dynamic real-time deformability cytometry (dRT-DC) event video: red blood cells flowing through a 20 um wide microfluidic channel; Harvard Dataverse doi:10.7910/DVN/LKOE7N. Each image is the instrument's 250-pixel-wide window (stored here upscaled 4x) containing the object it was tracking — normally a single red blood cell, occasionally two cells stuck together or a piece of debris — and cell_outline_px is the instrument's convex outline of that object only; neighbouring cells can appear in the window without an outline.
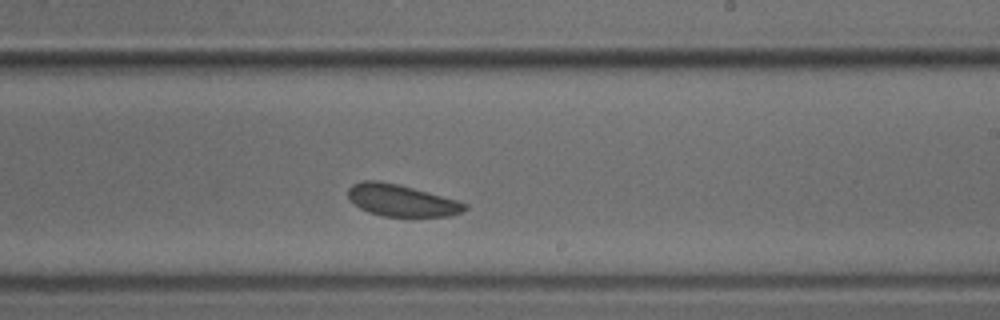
{"species": "common noctule bat (a hibernating species)", "species_latin": "Nyctalus noctula", "temperature_condition": "cold", "stored_images_in_passage": 10, "camera_frame_rate_fps": 3000, "um_per_image_px": 0.085, "animal": {"sex": "male", "body_mass_g": 18.8}, "frame": {"image": 1, "passage_image": 10, "time_ms": 3.0, "image_size_px": [1000, 320], "cell_outline_px": [[468, 208], [464, 212], [448, 216], [384, 216], [368, 212], [360, 208], [348, 196], [348, 188], [352, 184], [364, 180], [380, 180], [412, 188], [456, 200], [468, 204]], "centroid_in_image_um": [34.13, 17.04], "position_along_channel_um": 254.9, "area_um2": 21.39}}